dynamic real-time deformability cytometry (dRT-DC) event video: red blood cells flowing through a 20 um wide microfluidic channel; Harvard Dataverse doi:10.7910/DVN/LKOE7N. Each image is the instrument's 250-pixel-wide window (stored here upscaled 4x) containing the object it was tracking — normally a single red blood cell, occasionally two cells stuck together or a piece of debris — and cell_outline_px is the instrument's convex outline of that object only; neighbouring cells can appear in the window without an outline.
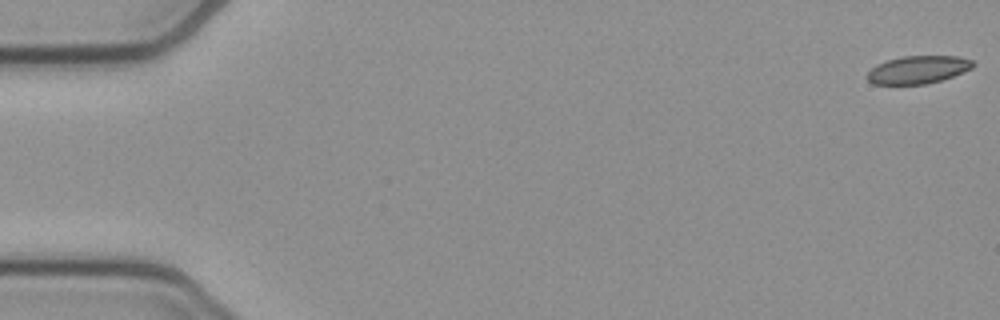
{"species": "common noctule bat (a hibernating species)", "species_latin": "Nyctalus noctula", "temperature_condition": "cold", "stored_images_in_passage": 54, "camera_frame_rate_fps": 3000, "um_per_image_px": 0.085, "animal": {"sex": "female", "body_mass_g": 21.9}, "frame": {"image": 1, "passage_image": 1, "time_ms": 0.0, "image_size_px": [1000, 320], "cell_outline_px": [[976, 64], [972, 68], [964, 72], [940, 80], [924, 84], [872, 84], [864, 76], [876, 64], [888, 60], [904, 56], [960, 56], [972, 60]], "centroid_in_image_um": [78.03, 5.92], "position_along_channel_um": 7.0, "area_um2": 17.17}}
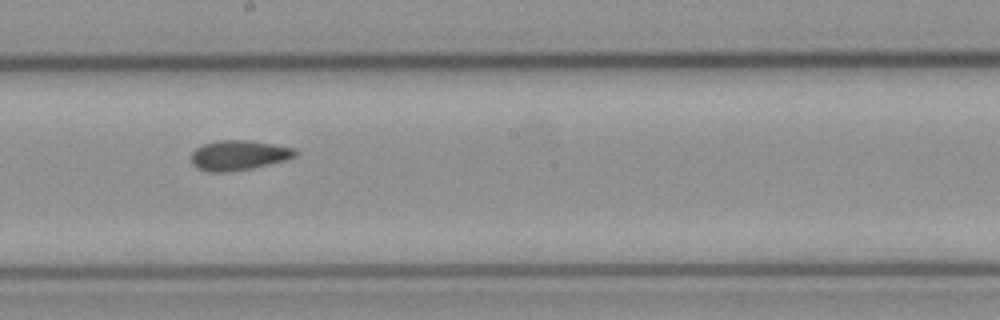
{"frame": {"image": 2, "passage_image": 30, "time_ms": 9.667, "image_size_px": [1000, 320], "cell_outline_px": [[296, 156], [288, 160], [252, 168], [228, 172], [208, 172], [196, 168], [192, 164], [192, 152], [196, 148], [204, 144], [220, 140], [252, 140], [296, 148]], "centroid_in_image_um": [20.31, 13.2], "position_along_channel_um": 227.9, "area_um2": 18.32}}
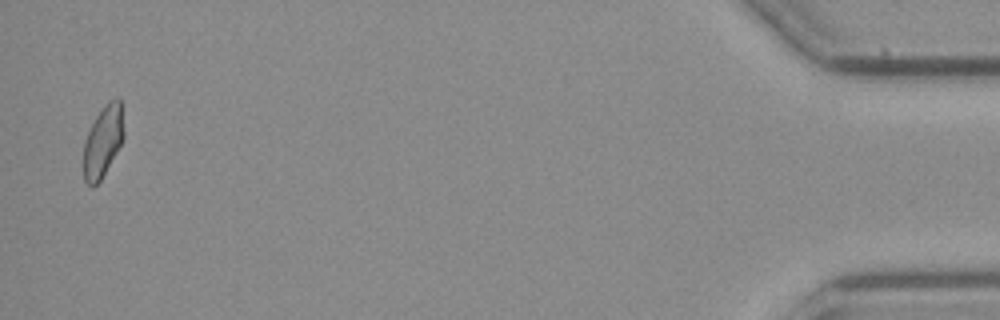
{"frame": {"image": 3, "passage_image": 53, "time_ms": 17.333, "image_size_px": [1000, 320], "cell_outline_px": [[124, 136], [120, 144], [100, 180], [92, 188], [84, 180], [84, 140], [96, 116], [104, 104], [108, 100], [116, 96], [120, 100], [124, 132]], "centroid_in_image_um": [8.74, 11.97], "position_along_channel_um": 426.5, "area_um2": 16.47}, "authors_computed_cell_mechanics": {"area_um2": 17.9758, "velocity_mm_per_s": 3.8199, "shape_relaxation_time_tau1_ms": null, "shape_relaxation_time_tau2_ms": 4.1286, "deformation_change_tau1": null, "deformation_change_tau2": 0.1023}}